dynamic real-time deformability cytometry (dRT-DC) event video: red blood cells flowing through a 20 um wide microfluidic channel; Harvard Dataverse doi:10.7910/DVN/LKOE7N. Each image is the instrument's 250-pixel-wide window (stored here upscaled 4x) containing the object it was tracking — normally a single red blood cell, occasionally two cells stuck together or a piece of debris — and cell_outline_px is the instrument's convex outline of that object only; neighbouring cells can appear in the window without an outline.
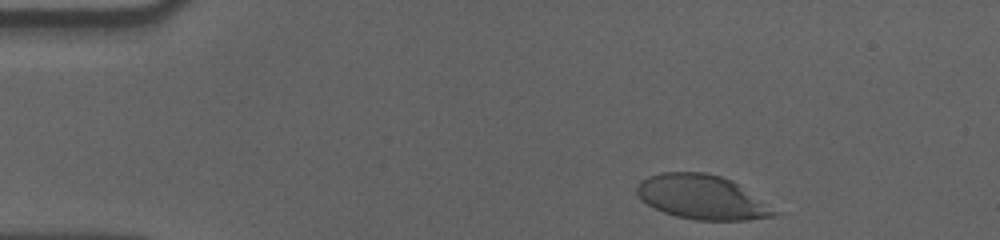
{"species": "human", "species_latin": "Homo sapiens", "temperature_condition": "cold", "stored_images_in_passage": 41, "camera_frame_rate_fps": 3000, "um_per_image_px": 0.085, "donor": {"sex": "male"}, "frame": {"image": 1, "passage_image": 2, "time_ms": 0.333, "image_size_px": [1000, 240], "cell_outline_px": [[780, 212], [772, 216], [748, 220], [696, 220], [676, 216], [664, 212], [640, 200], [636, 192], [636, 188], [640, 180], [648, 176], [660, 172], [704, 172], [720, 176], [732, 180]], "centroid_in_image_um": [59.64, 16.75], "position_along_channel_um": 25.4, "area_um2": 35.37}}
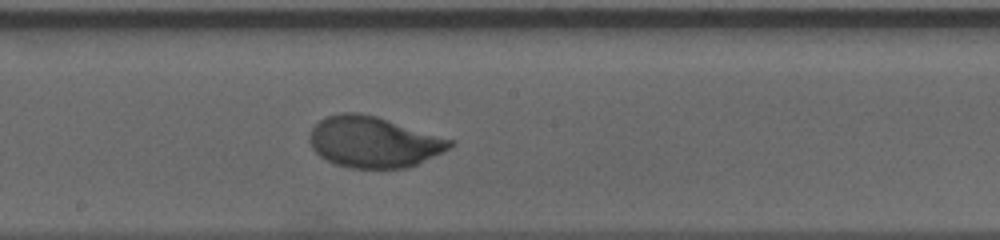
{"frame": {"image": 2, "passage_image": 25, "time_ms": 8.0, "image_size_px": [1000, 240], "cell_outline_px": [[456, 144], [452, 148], [408, 168], [348, 168], [336, 164], [320, 156], [312, 148], [308, 140], [312, 128], [320, 120], [328, 116], [340, 112], [360, 112], [376, 116], [456, 140]], "centroid_in_image_um": [31.79, 12.07], "position_along_channel_um": 216.4, "area_um2": 42.02}}
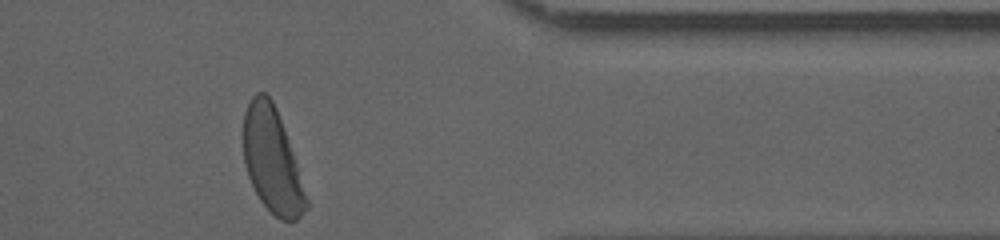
{"frame": {"image": 3, "passage_image": 41, "time_ms": 13.333, "image_size_px": [1000, 240], "cell_outline_px": [[308, 208], [296, 220], [280, 220], [260, 200], [248, 176], [244, 164], [244, 112], [252, 96], [256, 92], [264, 92], [272, 100], [276, 108], [288, 140], [308, 200]], "centroid_in_image_um": [23.11, 13.63], "position_along_channel_um": 388.3, "area_um2": 37.63}, "authors_computed_cell_mechanics": {"area_um2": 41.0958, "velocity_mm_per_s": 3.5217, "shape_relaxation_time_tau1_ms": 3.0303, "shape_relaxation_time_tau2_ms": null, "deformation_change_tau1": 0.1569, "deformation_change_tau2": null}}